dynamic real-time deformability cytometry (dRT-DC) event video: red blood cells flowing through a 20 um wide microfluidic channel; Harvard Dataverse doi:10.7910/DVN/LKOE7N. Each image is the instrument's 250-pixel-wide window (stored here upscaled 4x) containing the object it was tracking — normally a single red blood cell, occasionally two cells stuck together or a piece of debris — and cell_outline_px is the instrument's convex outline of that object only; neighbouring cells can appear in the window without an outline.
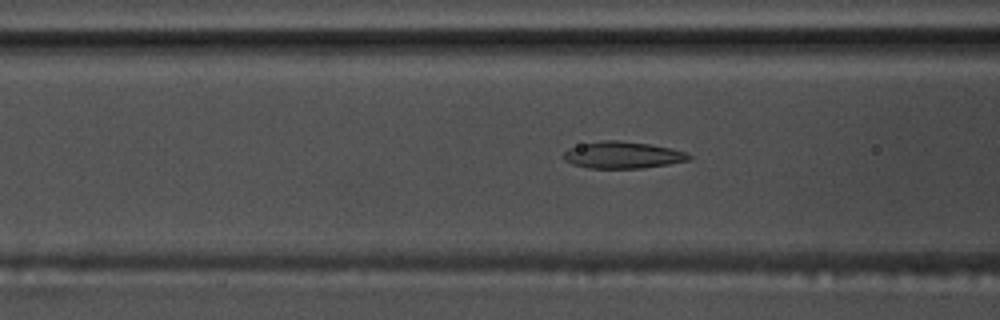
{"species": "common noctule bat (a hibernating species)", "species_latin": "Nyctalus noctula", "temperature_condition": "warm", "stored_images_in_passage": 41, "camera_frame_rate_fps": 3000, "um_per_image_px": 0.085, "animal": {"sex": "male", "body_mass_g": 17.5, "forearm_length_mm": 52.3}, "frame": {"image": 1, "passage_image": 7, "time_ms": 2.0, "image_size_px": [1000, 320], "cell_outline_px": [[692, 156], [688, 160], [668, 164], [644, 168], [588, 168], [572, 164], [564, 160], [564, 152], [568, 148], [580, 144], [604, 140], [616, 140], [648, 144], [672, 148], [684, 152]], "centroid_in_image_um": [52.89, 13.18], "position_along_channel_um": 113.7, "area_um2": 19.48}}
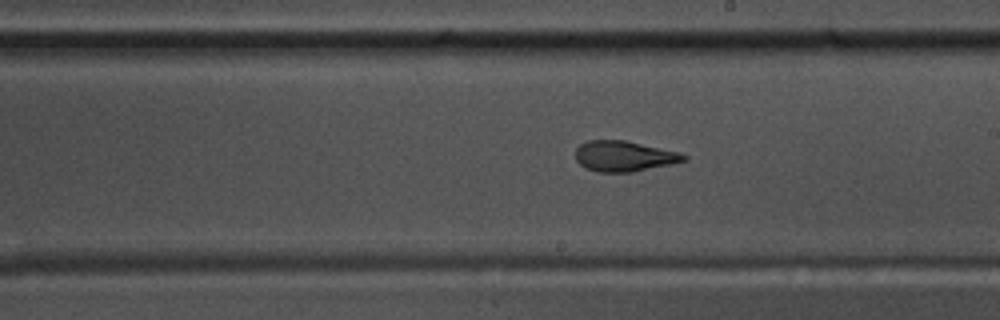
{"frame": {"image": 2, "passage_image": 17, "time_ms": 5.333, "image_size_px": [1000, 320], "cell_outline_px": [[688, 160], [672, 164], [632, 172], [600, 172], [584, 168], [576, 160], [576, 148], [580, 144], [588, 140], [624, 140], [680, 152], [688, 156]], "centroid_in_image_um": [53.06, 13.28], "position_along_channel_um": 235.9, "area_um2": 19.36}}
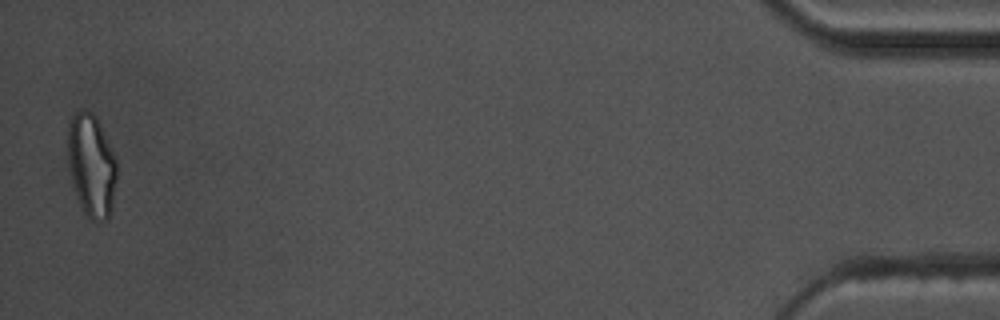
{"frame": {"image": 3, "passage_image": 40, "time_ms": 13.0, "image_size_px": [1000, 320], "cell_outline_px": [[116, 180], [112, 208], [108, 220], [92, 220], [80, 208], [72, 184], [68, 164], [68, 120], [80, 108], [84, 108], [92, 112], [96, 116], [116, 160]], "centroid_in_image_um": [7.75, 14.05], "position_along_channel_um": 427.4, "area_um2": 29.54}, "authors_computed_cell_mechanics": {"area_um2": 19.7676, "velocity_mm_per_s": 3.6812, "shape_relaxation_time_tau1_ms": 5.2371, "shape_relaxation_time_tau2_ms": 1.6489, "deformation_change_tau1": 0.1975, "deformation_change_tau2": 0.0976}}